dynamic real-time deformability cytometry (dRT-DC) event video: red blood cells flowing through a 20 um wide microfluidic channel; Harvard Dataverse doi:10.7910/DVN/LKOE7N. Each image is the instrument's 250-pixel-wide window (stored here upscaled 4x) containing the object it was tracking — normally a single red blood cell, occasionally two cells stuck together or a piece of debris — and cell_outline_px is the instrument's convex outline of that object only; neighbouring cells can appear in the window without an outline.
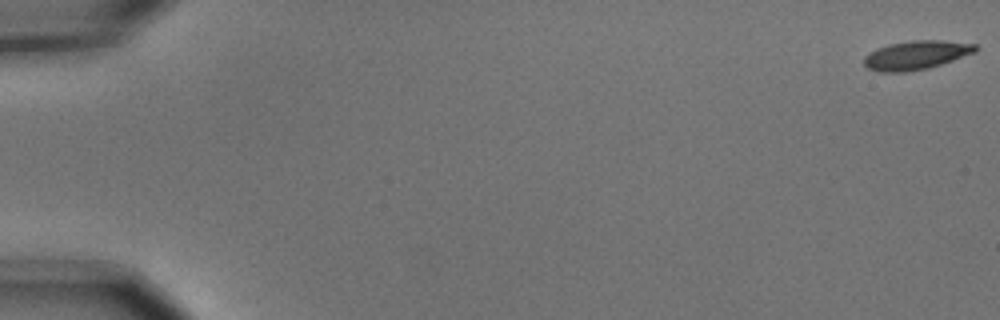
{"species": "common noctule bat (a hibernating species)", "species_latin": "Nyctalus noctula", "temperature_condition": "cold", "stored_images_in_passage": 6, "camera_frame_rate_fps": 3000, "um_per_image_px": 0.085, "animal": {"sex": "male", "body_mass_g": 15.6}, "frame": {"image": 1, "passage_image": 1, "time_ms": 0.0, "image_size_px": [1000, 320], "cell_outline_px": [[980, 48], [976, 52], [928, 68], [904, 72], [880, 72], [868, 68], [864, 64], [864, 56], [868, 52], [876, 48], [888, 44], [912, 40], [940, 40], [976, 44]], "centroid_in_image_um": [77.86, 4.67], "position_along_channel_um": 7.1, "area_um2": 18.79}}
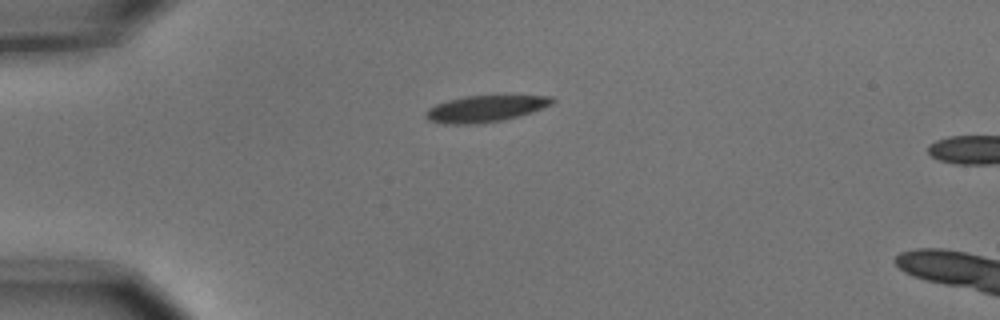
{"frame": {"image": 2, "passage_image": 5, "time_ms": 1.333, "image_size_px": [1000, 320], "cell_outline_px": [[556, 100], [552, 104], [532, 112], [504, 120], [480, 124], [444, 124], [428, 120], [424, 116], [424, 112], [428, 108], [436, 104], [448, 100], [464, 96], [552, 96]], "centroid_in_image_um": [41.22, 9.25], "position_along_channel_um": 43.8, "area_um2": 19.59}}